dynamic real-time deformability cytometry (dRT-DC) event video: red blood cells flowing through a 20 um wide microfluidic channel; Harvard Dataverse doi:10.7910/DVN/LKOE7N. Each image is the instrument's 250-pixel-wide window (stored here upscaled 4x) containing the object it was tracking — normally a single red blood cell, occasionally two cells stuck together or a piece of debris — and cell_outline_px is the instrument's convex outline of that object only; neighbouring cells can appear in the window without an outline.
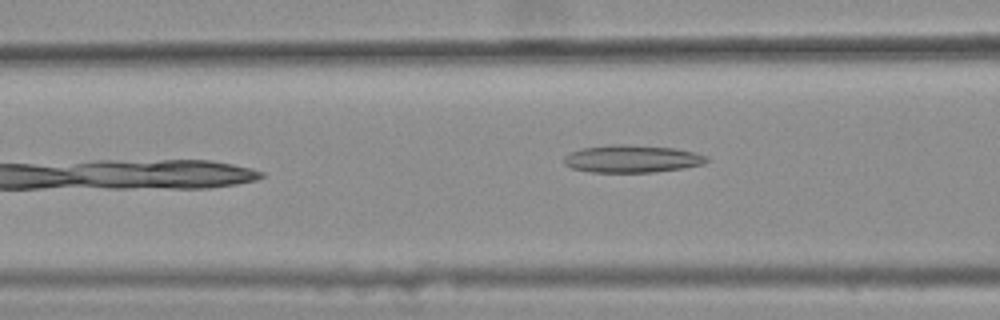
{"species": "common noctule bat (a hibernating species)", "species_latin": "Nyctalus noctula", "temperature_condition": "warm", "stored_images_in_passage": 28, "camera_frame_rate_fps": 3000, "um_per_image_px": 0.085, "animal": {"sex": "female", "body_mass_g": 25.1}, "frame": {"image": 1, "passage_image": 5, "time_ms": 1.333, "image_size_px": [1000, 320], "cell_outline_px": [[708, 160], [704, 164], [684, 168], [656, 172], [592, 172], [572, 168], [564, 164], [564, 156], [580, 148], [612, 144], [628, 144], [676, 148], [708, 156]], "centroid_in_image_um": [53.73, 13.49], "position_along_channel_um": 112.9, "area_um2": 23.0}}
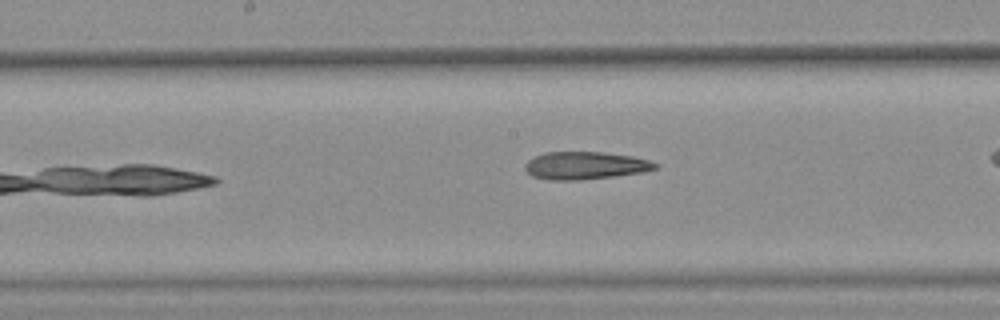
{"frame": {"image": 2, "passage_image": 12, "time_ms": 3.667, "image_size_px": [1000, 320], "cell_outline_px": [[660, 164], [656, 168], [644, 172], [580, 180], [548, 180], [532, 176], [524, 168], [524, 164], [528, 160], [544, 152], [604, 152], [632, 156], [648, 160]], "centroid_in_image_um": [49.73, 14.07], "position_along_channel_um": 198.5, "area_um2": 20.98}}
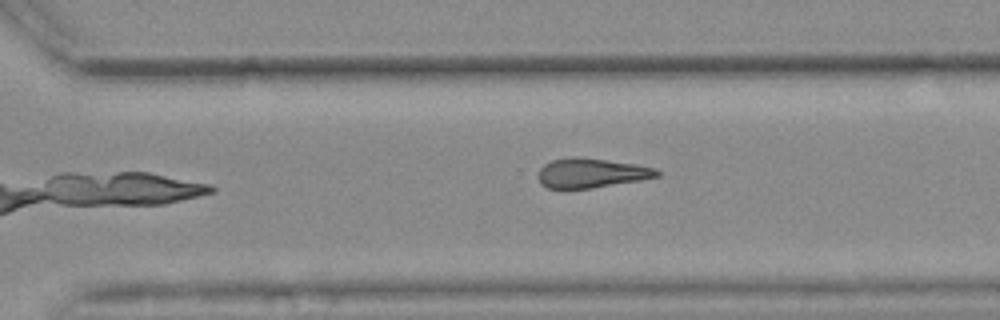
{"frame": {"image": 3, "passage_image": 22, "time_ms": 7.0, "image_size_px": [1000, 320], "cell_outline_px": [[660, 176], [640, 180], [592, 188], [548, 188], [540, 184], [540, 168], [544, 164], [552, 160], [572, 156], [580, 156], [636, 164], [656, 168], [660, 172]], "centroid_in_image_um": [50.28, 14.69], "position_along_channel_um": 320.3, "area_um2": 20.4}, "authors_computed_cell_mechanics": {"area_um2": 21.1259, "velocity_mm_per_s": 3.6681, "shape_relaxation_time_tau1_ms": null, "shape_relaxation_time_tau2_ms": 4.8881, "deformation_change_tau1": null, "deformation_change_tau2": 0.1692}}